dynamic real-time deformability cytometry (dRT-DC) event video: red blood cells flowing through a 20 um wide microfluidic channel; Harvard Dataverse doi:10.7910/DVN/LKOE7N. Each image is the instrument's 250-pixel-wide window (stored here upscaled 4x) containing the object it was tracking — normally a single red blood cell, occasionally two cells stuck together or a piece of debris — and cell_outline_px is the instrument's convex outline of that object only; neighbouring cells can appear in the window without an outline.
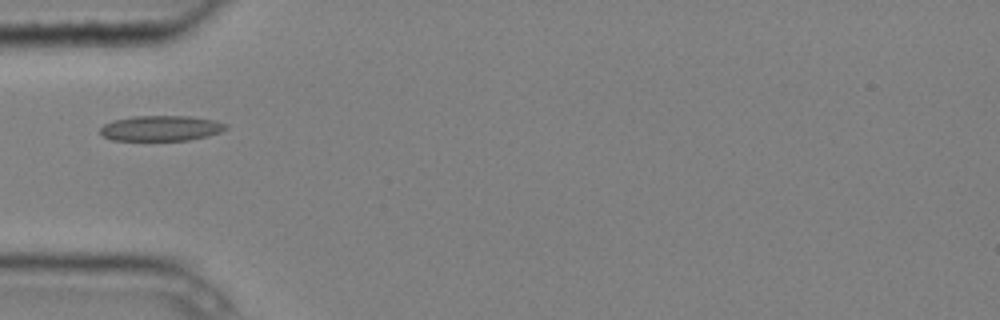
{"species": "common noctule bat (a hibernating species)", "species_latin": "Nyctalus noctula", "temperature_condition": "cold", "stored_images_in_passage": 1, "camera_frame_rate_fps": 3000, "um_per_image_px": 0.085, "animal": {"sex": "male", "body_mass_g": 20.4}, "frame": {"image": 1, "passage_image": 1, "time_ms": 0.0, "image_size_px": [1000, 320], "cell_outline_px": [[228, 128], [220, 132], [208, 136], [188, 140], [112, 140], [104, 136], [100, 132], [100, 128], [104, 124], [112, 120], [132, 116], [188, 116], [216, 120], [228, 124]], "centroid_in_image_um": [13.7, 10.89], "position_along_channel_um": 71.3, "area_um2": 18.67}}